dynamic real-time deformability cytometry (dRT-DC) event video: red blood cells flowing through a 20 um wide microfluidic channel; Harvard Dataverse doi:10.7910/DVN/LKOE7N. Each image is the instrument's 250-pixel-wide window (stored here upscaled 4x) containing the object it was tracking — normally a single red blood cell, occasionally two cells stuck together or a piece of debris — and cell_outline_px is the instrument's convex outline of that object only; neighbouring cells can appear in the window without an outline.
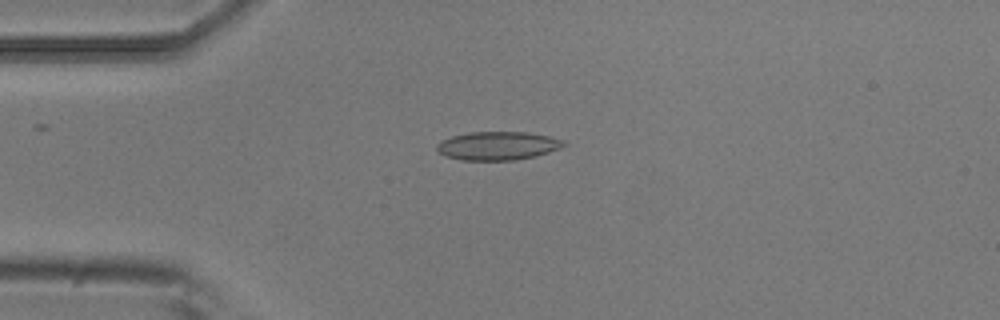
{"species": "common noctule bat (a hibernating species)", "species_latin": "Nyctalus noctula", "temperature_condition": "room temperature", "stored_images_in_passage": 4, "camera_frame_rate_fps": 3000, "um_per_image_px": 0.085, "animal": {"sex": "male", "body_mass_g": 20.5, "forearm_length_mm": 52.5}, "frame": {"image": 1, "passage_image": 2, "time_ms": 0.333, "image_size_px": [1000, 320], "cell_outline_px": [[568, 144], [560, 148], [536, 156], [516, 160], [460, 160], [444, 156], [436, 148], [436, 144], [440, 140], [452, 136], [468, 132], [528, 132], [548, 136], [564, 140]], "centroid_in_image_um": [42.3, 12.39], "position_along_channel_um": 42.7, "area_um2": 21.21}}
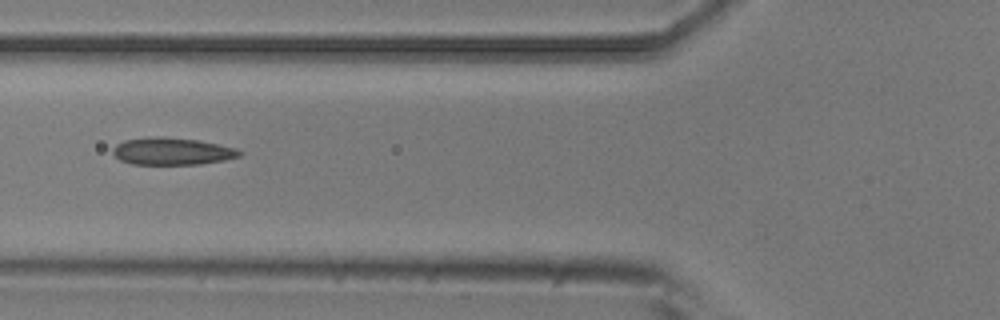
{"frame": {"image": 2, "passage_image": 4, "time_ms": 1.0, "image_size_px": [1000, 320], "cell_outline_px": [[244, 152], [240, 156], [224, 160], [200, 164], [132, 164], [120, 160], [112, 152], [112, 148], [116, 144], [124, 140], [148, 136], [160, 136], [196, 140], [236, 148]], "centroid_in_image_um": [14.6, 12.85], "position_along_channel_um": 111.2, "area_um2": 20.11}}